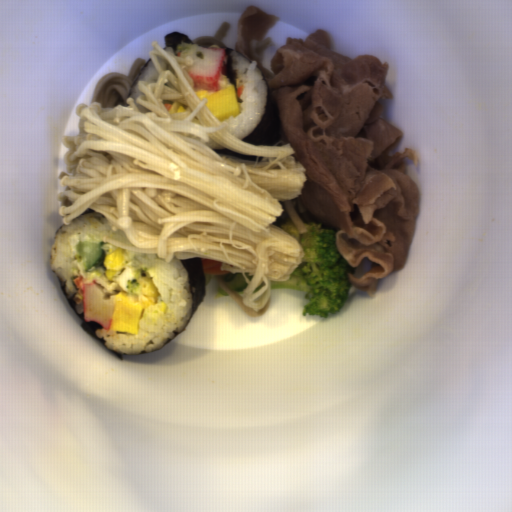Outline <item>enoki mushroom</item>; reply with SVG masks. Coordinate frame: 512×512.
<instances>
[{
	"label": "enoki mushroom",
	"mask_w": 512,
	"mask_h": 512,
	"mask_svg": "<svg viewBox=\"0 0 512 512\" xmlns=\"http://www.w3.org/2000/svg\"><path fill=\"white\" fill-rule=\"evenodd\" d=\"M148 57L156 82L138 80L137 58L128 75L98 79L90 105L79 103L78 135H62L68 148L57 213L63 224L88 208L133 245L103 235L120 249L157 254L172 263L201 258L242 273L244 305L261 311L272 281H287L306 256L300 241L273 225L280 202L302 195L307 169L291 143L253 145L236 138L200 99L186 68L193 57L175 56L152 41ZM138 80V82H137ZM143 94L136 103L134 86Z\"/></svg>",
	"instance_id": "enoki-mushroom-1"
}]
</instances>
